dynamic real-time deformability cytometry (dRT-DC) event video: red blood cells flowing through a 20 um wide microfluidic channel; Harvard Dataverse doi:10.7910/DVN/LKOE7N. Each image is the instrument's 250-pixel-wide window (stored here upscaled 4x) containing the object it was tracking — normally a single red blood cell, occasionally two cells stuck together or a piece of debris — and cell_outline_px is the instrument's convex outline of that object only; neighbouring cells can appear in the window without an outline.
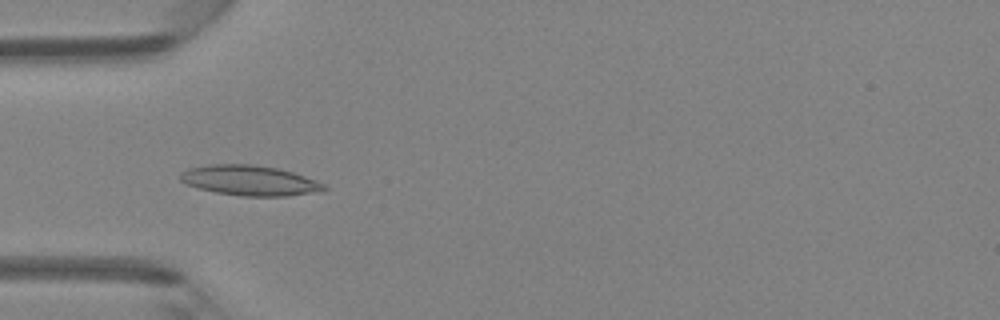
{"species": "Egyptian fruit bat (a non-hibernating species)", "species_latin": "Rousettus aegyptiacus", "temperature_condition": "room temperature", "stored_images_in_passage": 46, "camera_frame_rate_fps": 3000, "um_per_image_px": 0.085, "animal": {"sex": "female"}, "frame": {"image": 1, "passage_image": 14, "time_ms": 4.333, "image_size_px": [1000, 320], "cell_outline_px": [[328, 188], [324, 192], [284, 196], [244, 196], [216, 192], [184, 184], [180, 180], [180, 172], [188, 168], [212, 164], [252, 164], [276, 168], [292, 172], [316, 180], [324, 184]], "centroid_in_image_um": [21.24, 15.34], "position_along_channel_um": 63.8, "area_um2": 25.32}}
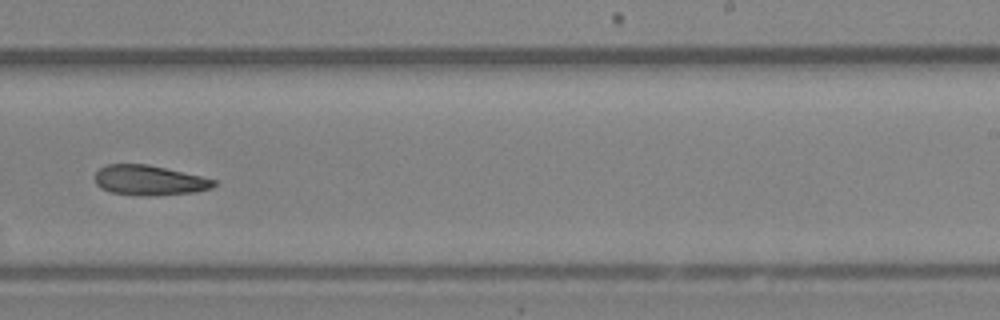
{"frame": {"image": 2, "passage_image": 29, "time_ms": 9.333, "image_size_px": [1000, 320], "cell_outline_px": [[216, 184], [212, 188], [196, 192], [148, 196], [144, 196], [112, 192], [100, 188], [96, 184], [96, 172], [100, 168], [108, 164], [148, 164], [200, 176], [216, 180]], "centroid_in_image_um": [12.69, 15.33], "position_along_channel_um": 276.3, "area_um2": 20.63}}
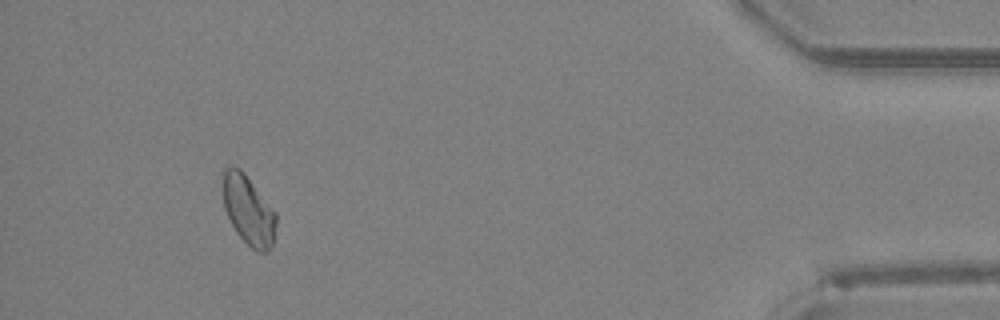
{"frame": {"image": 3, "passage_image": 43, "time_ms": 14.0, "image_size_px": [1000, 320], "cell_outline_px": [[276, 224], [272, 244], [268, 252], [256, 252], [236, 232], [224, 208], [224, 172], [228, 168], [240, 168], [244, 172], [276, 212]], "centroid_in_image_um": [21.15, 17.9], "position_along_channel_um": 414.1, "area_um2": 21.04}, "authors_computed_cell_mechanics": {"area_um2": 21.6461, "velocity_mm_per_s": 4.2981, "shape_relaxation_time_tau1_ms": null, "shape_relaxation_time_tau2_ms": 8.4189, "deformation_change_tau1": null, "deformation_change_tau2": 0.1854}}